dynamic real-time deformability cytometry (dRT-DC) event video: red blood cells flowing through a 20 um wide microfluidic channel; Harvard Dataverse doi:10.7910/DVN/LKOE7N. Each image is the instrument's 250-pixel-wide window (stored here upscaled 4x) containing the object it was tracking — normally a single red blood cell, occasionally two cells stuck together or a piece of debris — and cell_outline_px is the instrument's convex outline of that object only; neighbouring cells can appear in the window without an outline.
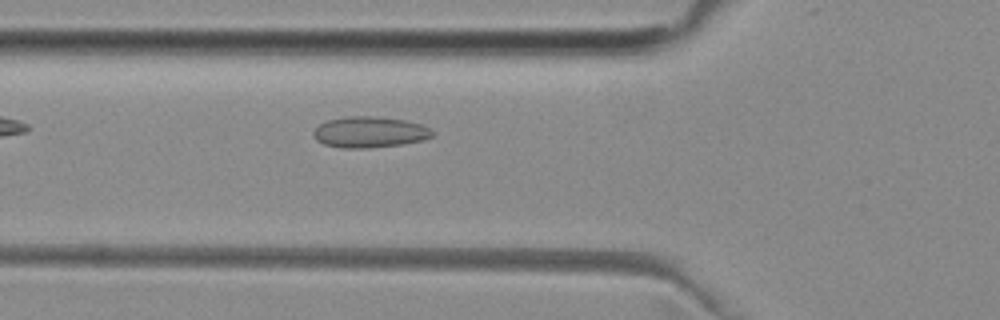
{"species": "common noctule bat (a hibernating species)", "species_latin": "Nyctalus noctula", "temperature_condition": "room temperature", "stored_images_in_passage": 37, "camera_frame_rate_fps": 3000, "um_per_image_px": 0.085, "animal": {"sex": "female", "body_mass_g": 29.2, "forearm_length_mm": 56.3}, "frame": {"image": 1, "passage_image": 3, "time_ms": 0.667, "image_size_px": [1000, 320], "cell_outline_px": [[432, 136], [424, 140], [400, 144], [368, 148], [340, 148], [324, 144], [316, 140], [312, 136], [312, 132], [320, 124], [328, 120], [348, 116], [376, 116], [404, 120], [420, 124], [432, 128]], "centroid_in_image_um": [31.4, 11.23], "position_along_channel_um": 94.4, "area_um2": 21.5}}
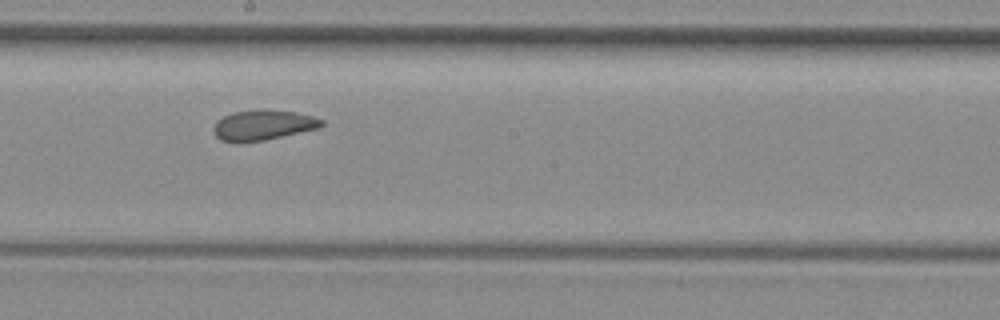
{"frame": {"image": 2, "passage_image": 13, "time_ms": 4.0, "image_size_px": [1000, 320], "cell_outline_px": [[324, 124], [320, 128], [264, 140], [240, 144], [220, 140], [212, 132], [212, 128], [216, 120], [232, 112], [296, 112], [312, 116], [324, 120]], "centroid_in_image_um": [22.31, 10.69], "position_along_channel_um": 225.9, "area_um2": 18.67}}
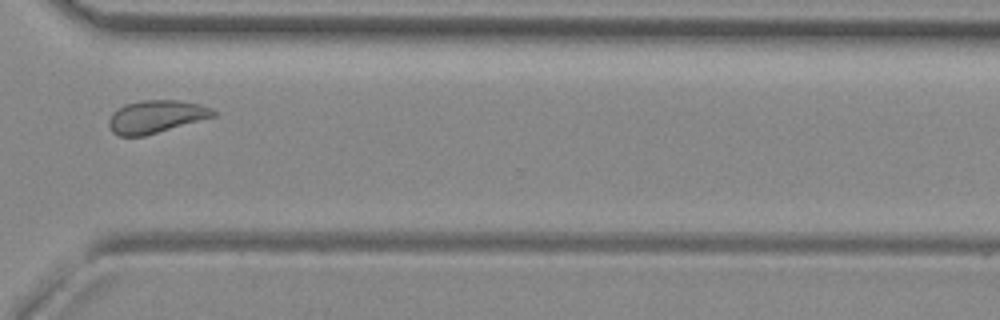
{"frame": {"image": 3, "passage_image": 23, "time_ms": 7.333, "image_size_px": [1000, 320], "cell_outline_px": [[216, 116], [144, 136], [116, 136], [112, 132], [108, 124], [108, 120], [112, 112], [124, 104], [140, 100], [180, 100], [212, 108], [216, 112]], "centroid_in_image_um": [13.22, 9.91], "position_along_channel_um": 357.4, "area_um2": 20.0}, "authors_computed_cell_mechanics": {"area_um2": 19.7098, "velocity_mm_per_s": 3.9425, "shape_relaxation_time_tau1_ms": null, "shape_relaxation_time_tau2_ms": 1.4707, "deformation_change_tau1": null, "deformation_change_tau2": 0.0673}}